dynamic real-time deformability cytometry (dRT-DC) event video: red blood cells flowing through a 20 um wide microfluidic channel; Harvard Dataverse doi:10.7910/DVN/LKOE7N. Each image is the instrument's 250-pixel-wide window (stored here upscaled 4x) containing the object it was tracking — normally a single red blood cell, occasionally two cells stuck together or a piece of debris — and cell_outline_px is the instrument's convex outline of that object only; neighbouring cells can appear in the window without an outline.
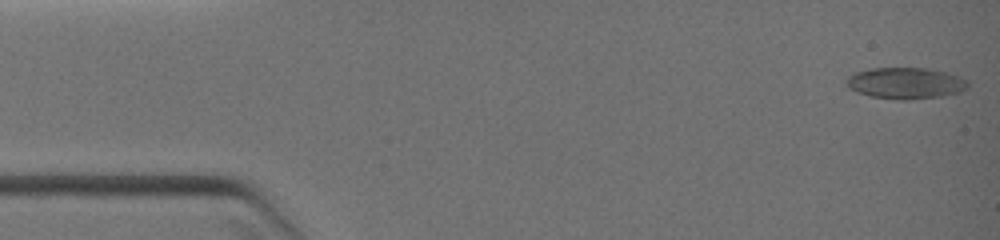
{"species": "common noctule bat (a hibernating species)", "species_latin": "Nyctalus noctula", "temperature_condition": "warm", "stored_images_in_passage": 6, "camera_frame_rate_fps": 3000, "um_per_image_px": 0.085, "animal": {"sex": "female", "body_mass_g": 19.0, "forearm_length_mm": 51.5}, "frame": {"image": 1, "passage_image": 1, "time_ms": 0.0, "image_size_px": [1000, 240], "cell_outline_px": [[968, 88], [960, 92], [940, 96], [904, 100], [900, 100], [868, 96], [856, 92], [848, 88], [844, 84], [848, 76], [856, 72], [872, 68], [924, 68], [944, 72], [956, 76], [964, 80], [968, 84]], "centroid_in_image_um": [76.89, 7.08], "position_along_channel_um": 8.1, "area_um2": 22.02}}